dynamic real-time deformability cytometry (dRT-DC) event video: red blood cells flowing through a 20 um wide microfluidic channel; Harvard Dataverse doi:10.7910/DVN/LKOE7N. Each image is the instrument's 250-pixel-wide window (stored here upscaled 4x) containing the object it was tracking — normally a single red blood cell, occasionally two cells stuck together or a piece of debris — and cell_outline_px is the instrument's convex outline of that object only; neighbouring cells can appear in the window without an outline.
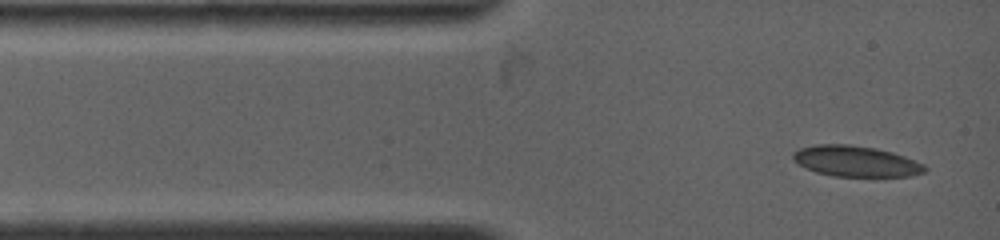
{"species": "common noctule bat (a hibernating species)", "species_latin": "Nyctalus noctula", "temperature_condition": "warm", "stored_images_in_passage": 17, "camera_frame_rate_fps": 4500, "um_per_image_px": 0.085, "animal": {"sex": "female", "body_mass_g": 19.0, "forearm_length_mm": 53.3}, "frame": {"image": 1, "passage_image": 1, "time_ms": 0.0, "image_size_px": [1000, 240], "cell_outline_px": [[928, 168], [924, 172], [908, 176], [832, 176], [816, 172], [800, 164], [792, 156], [792, 152], [800, 148], [816, 144], [848, 144], [872, 148], [892, 152], [904, 156], [924, 164]], "centroid_in_image_um": [72.75, 13.7], "position_along_channel_um": 12.2, "area_um2": 23.35}}
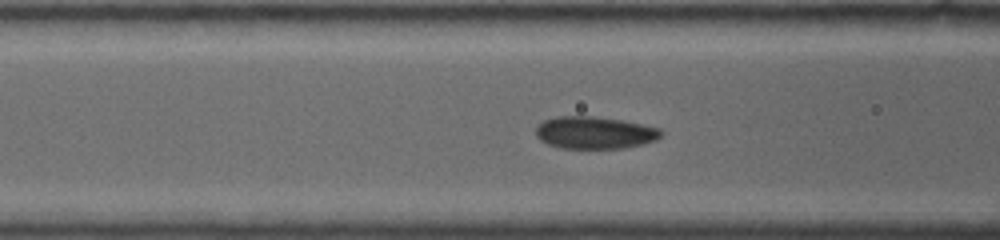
{"frame": {"image": 2, "passage_image": 10, "time_ms": 3.556, "image_size_px": [1000, 240], "cell_outline_px": [[664, 132], [656, 140], [644, 144], [624, 148], [560, 148], [548, 144], [540, 140], [536, 136], [536, 128], [544, 120], [556, 116], [592, 116], [620, 120], [660, 128]], "centroid_in_image_um": [50.55, 11.28], "position_along_channel_um": 116.1, "area_um2": 23.52}}
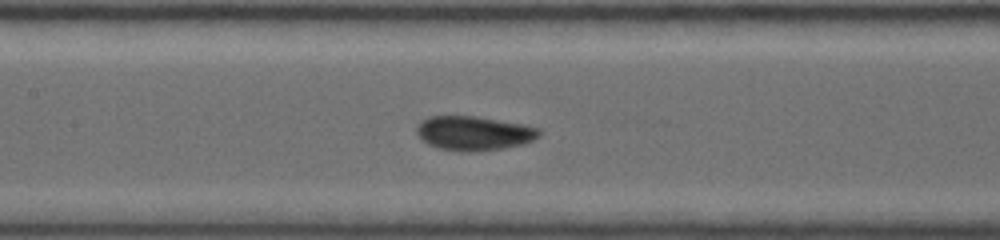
{"frame": {"image": 3, "passage_image": 15, "time_ms": 4.889, "image_size_px": [1000, 240], "cell_outline_px": [[540, 136], [532, 140], [520, 144], [504, 148], [472, 152], [460, 152], [440, 148], [428, 144], [416, 132], [416, 128], [420, 120], [428, 116], [476, 116], [520, 124], [536, 128], [540, 132]], "centroid_in_image_um": [40.22, 11.32], "position_along_channel_um": 167.2, "area_um2": 24.22}}